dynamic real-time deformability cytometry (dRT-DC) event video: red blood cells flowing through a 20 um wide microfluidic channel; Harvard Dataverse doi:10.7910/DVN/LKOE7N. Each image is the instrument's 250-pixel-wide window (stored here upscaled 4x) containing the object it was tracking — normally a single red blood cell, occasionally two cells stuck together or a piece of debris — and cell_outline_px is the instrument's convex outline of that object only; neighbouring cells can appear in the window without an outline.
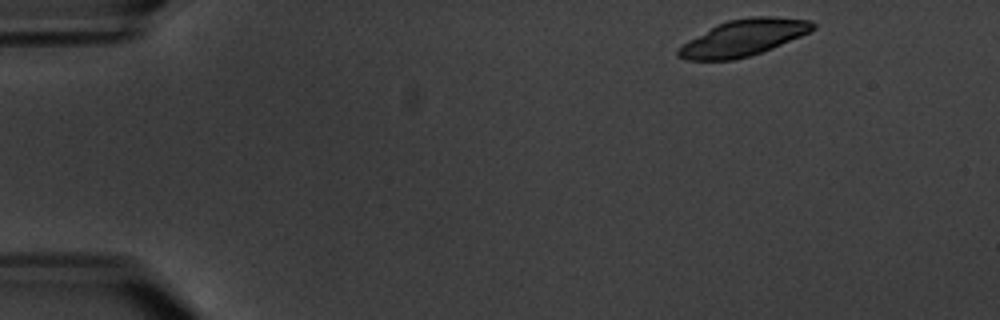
{"species": "common noctule bat (a hibernating species)", "species_latin": "Nyctalus noctula", "temperature_condition": "warm", "stored_images_in_passage": 4, "camera_frame_rate_fps": 3000, "um_per_image_px": 0.085, "animal": {"sex": "male", "body_mass_g": 20.1, "forearm_length_mm": 53.5}, "frame": {"image": 1, "passage_image": 1, "time_ms": 0.0, "image_size_px": [1000, 320], "cell_outline_px": [[816, 28], [800, 36], [772, 48], [748, 56], [732, 60], [684, 60], [676, 56], [676, 48], [688, 40], [716, 24], [728, 20], [752, 16], [772, 16], [812, 20], [816, 24]], "centroid_in_image_um": [63.15, 3.2], "position_along_channel_um": 21.8, "area_um2": 28.61}}
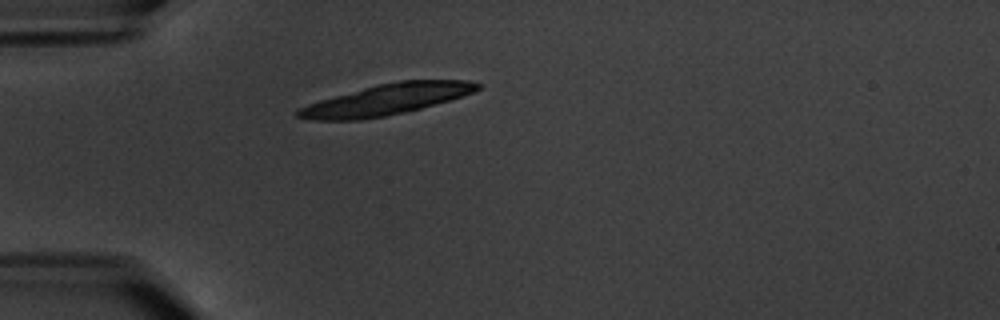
{"frame": {"image": 2, "passage_image": 3, "time_ms": 3.333, "image_size_px": [1000, 320], "cell_outline_px": [[480, 88], [472, 92], [448, 100], [420, 108], [384, 116], [360, 120], [312, 120], [296, 116], [296, 108], [320, 100], [376, 84], [400, 80], [468, 80], [480, 84]], "centroid_in_image_um": [32.79, 8.45], "position_along_channel_um": 52.2, "area_um2": 31.85}}